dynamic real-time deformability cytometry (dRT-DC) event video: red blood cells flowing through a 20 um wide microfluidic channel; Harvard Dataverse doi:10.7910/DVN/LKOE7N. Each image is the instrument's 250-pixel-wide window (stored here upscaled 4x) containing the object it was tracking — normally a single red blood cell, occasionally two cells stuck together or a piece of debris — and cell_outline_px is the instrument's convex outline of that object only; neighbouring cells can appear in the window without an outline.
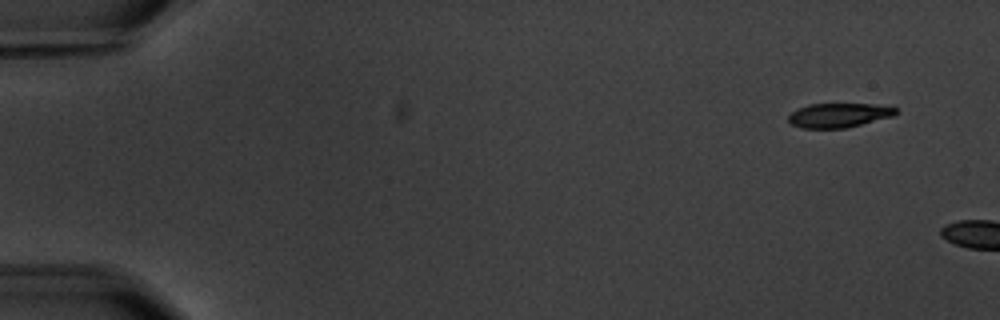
{"species": "common noctule bat (a hibernating species)", "species_latin": "Nyctalus noctula", "temperature_condition": "warm", "stored_images_in_passage": 2, "camera_frame_rate_fps": 3000, "um_per_image_px": 0.085, "animal": {"sex": "male", "body_mass_g": 20.1, "forearm_length_mm": 53.5}, "frame": {"image": 1, "passage_image": 1, "time_ms": 0.0, "image_size_px": [1000, 320], "cell_outline_px": [[896, 112], [892, 116], [848, 128], [804, 128], [792, 124], [788, 120], [788, 116], [796, 108], [808, 104], [872, 104], [896, 108]], "centroid_in_image_um": [71.25, 9.79], "position_along_channel_um": 13.7, "area_um2": 15.09}}